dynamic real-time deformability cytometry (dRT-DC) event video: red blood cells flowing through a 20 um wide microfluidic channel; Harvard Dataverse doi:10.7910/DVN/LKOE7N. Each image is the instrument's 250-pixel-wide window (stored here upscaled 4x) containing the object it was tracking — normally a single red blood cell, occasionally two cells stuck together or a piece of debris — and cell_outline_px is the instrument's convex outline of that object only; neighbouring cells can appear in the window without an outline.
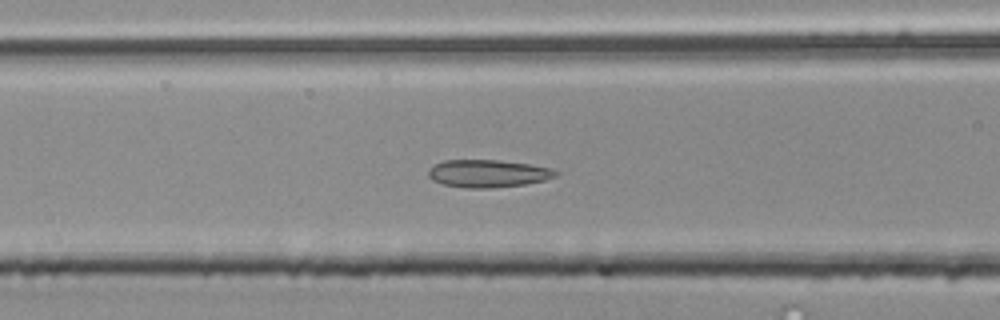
{"species": "common noctule bat (a hibernating species)", "species_latin": "Nyctalus noctula", "temperature_condition": "room temperature", "stored_images_in_passage": 41, "camera_frame_rate_fps": 3000, "um_per_image_px": 0.085, "animal": {"sex": "male", "body_mass_g": 20.4}, "frame": {"image": 1, "passage_image": 13, "time_ms": 4.0, "image_size_px": [1000, 320], "cell_outline_px": [[560, 172], [556, 176], [544, 180], [524, 184], [492, 188], [468, 188], [444, 184], [432, 180], [428, 176], [428, 172], [436, 164], [444, 160], [500, 160], [528, 164], [552, 168]], "centroid_in_image_um": [41.5, 14.74], "position_along_channel_um": 125.1, "area_um2": 20.35}}
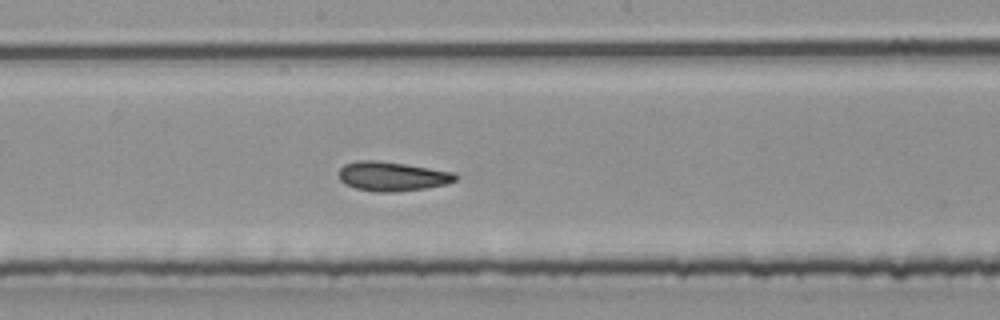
{"frame": {"image": 2, "passage_image": 20, "time_ms": 6.333, "image_size_px": [1000, 320], "cell_outline_px": [[460, 176], [456, 180], [448, 184], [424, 188], [396, 192], [376, 192], [356, 188], [344, 184], [340, 180], [340, 168], [344, 164], [356, 160], [376, 160], [404, 164], [452, 172]], "centroid_in_image_um": [33.33, 14.99], "position_along_channel_um": 214.9, "area_um2": 19.88}}
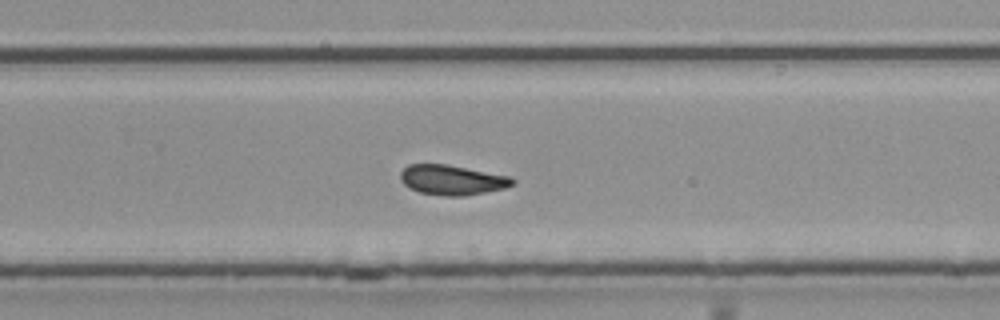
{"frame": {"image": 3, "passage_image": 26, "time_ms": 8.333, "image_size_px": [1000, 320], "cell_outline_px": [[516, 184], [504, 188], [464, 196], [444, 196], [420, 192], [408, 188], [400, 180], [400, 172], [408, 164], [448, 164], [512, 176], [516, 180]], "centroid_in_image_um": [38.45, 15.29], "position_along_channel_um": 291.4, "area_um2": 19.83}, "authors_computed_cell_mechanics": {"area_um2": 20.1722, "velocity_mm_per_s": 3.8481, "shape_relaxation_time_tau1_ms": null, "shape_relaxation_time_tau2_ms": 1.8192, "deformation_change_tau1": null, "deformation_change_tau2": 0.0897}}